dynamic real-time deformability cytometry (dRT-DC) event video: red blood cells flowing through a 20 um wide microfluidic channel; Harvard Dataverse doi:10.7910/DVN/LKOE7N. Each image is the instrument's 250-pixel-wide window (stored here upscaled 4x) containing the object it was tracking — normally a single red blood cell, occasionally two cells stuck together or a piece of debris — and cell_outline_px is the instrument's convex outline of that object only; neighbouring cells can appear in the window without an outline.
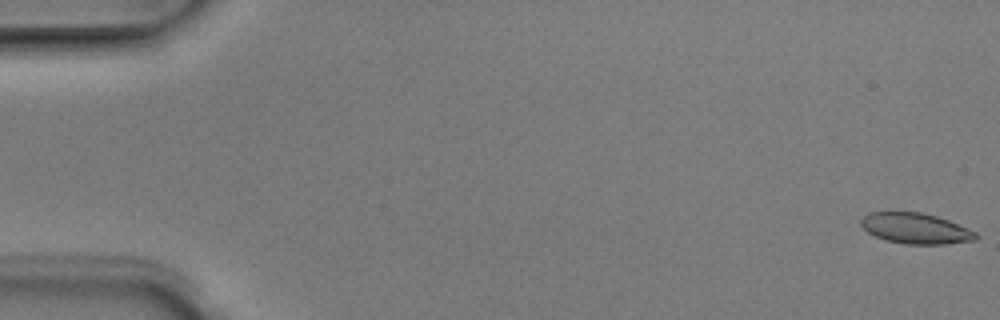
{"species": "Egyptian fruit bat (a non-hibernating species)", "species_latin": "Rousettus aegyptiacus", "temperature_condition": "room temperature", "stored_images_in_passage": 5, "camera_frame_rate_fps": 3000, "um_per_image_px": 0.085, "animal": {"sex": "male"}, "frame": {"image": 1, "passage_image": 1, "time_ms": 0.0, "image_size_px": [1000, 320], "cell_outline_px": [[980, 236], [976, 240], [944, 244], [904, 244], [884, 240], [868, 232], [860, 224], [860, 220], [868, 212], [920, 212], [936, 216], [948, 220], [976, 232]], "centroid_in_image_um": [77.82, 19.42], "position_along_channel_um": 7.2, "area_um2": 20.52}}
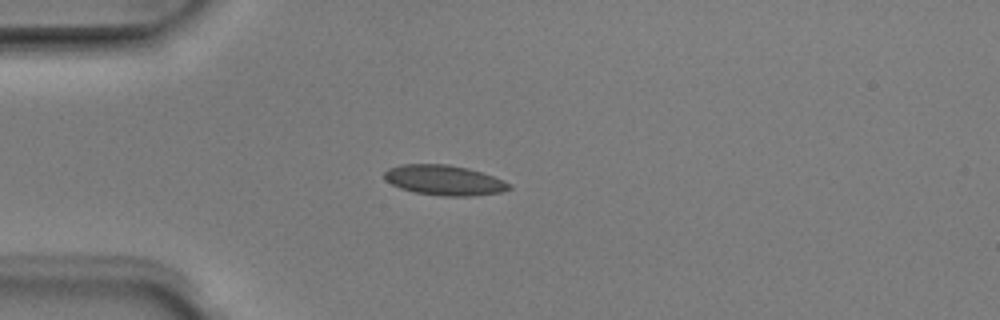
{"frame": {"image": 2, "passage_image": 5, "time_ms": 1.333, "image_size_px": [1000, 320], "cell_outline_px": [[512, 188], [500, 192], [472, 196], [440, 196], [412, 192], [400, 188], [384, 180], [384, 172], [388, 168], [400, 164], [448, 164], [468, 168], [492, 176], [508, 184]], "centroid_in_image_um": [37.68, 15.32], "position_along_channel_um": 47.3, "area_um2": 21.85}}